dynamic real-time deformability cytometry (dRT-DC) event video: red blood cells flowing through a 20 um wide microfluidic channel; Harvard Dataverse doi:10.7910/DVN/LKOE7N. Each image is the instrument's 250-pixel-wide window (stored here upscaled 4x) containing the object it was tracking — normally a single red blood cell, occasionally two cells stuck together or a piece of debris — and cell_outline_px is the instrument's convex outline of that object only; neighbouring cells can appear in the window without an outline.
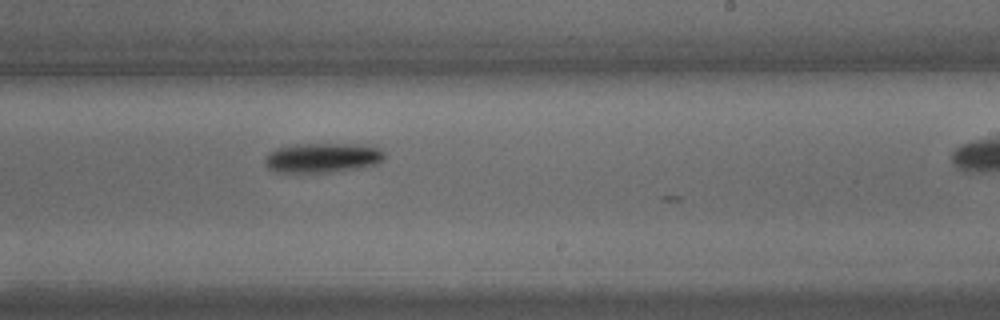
{"species": "common noctule bat (a hibernating species)", "species_latin": "Nyctalus noctula", "temperature_condition": "warm", "stored_images_in_passage": 18, "camera_frame_rate_fps": 3000, "um_per_image_px": 0.085, "animal": {"sex": "male", "body_mass_g": 15.6}, "frame": {"image": 1, "passage_image": 11, "time_ms": 3.333, "image_size_px": [1000, 320], "cell_outline_px": [[384, 160], [376, 164], [356, 168], [332, 172], [276, 172], [268, 168], [264, 164], [264, 156], [268, 152], [276, 148], [296, 144], [372, 144], [380, 148], [384, 152]], "centroid_in_image_um": [27.41, 13.39], "position_along_channel_um": 261.6, "area_um2": 20.98}}
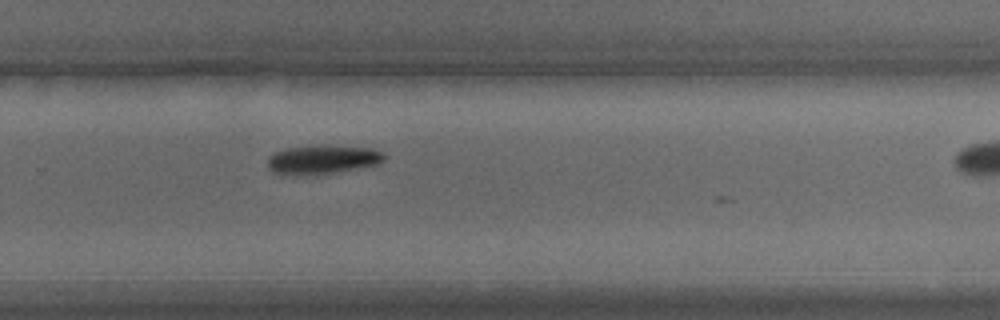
{"frame": {"image": 2, "passage_image": 13, "time_ms": 4.0, "image_size_px": [1000, 320], "cell_outline_px": [[388, 156], [384, 160], [376, 164], [332, 172], [272, 172], [268, 168], [268, 156], [276, 152], [288, 148], [324, 144], [328, 144], [372, 148]], "centroid_in_image_um": [27.48, 13.48], "position_along_channel_um": 302.3, "area_um2": 18.79}}